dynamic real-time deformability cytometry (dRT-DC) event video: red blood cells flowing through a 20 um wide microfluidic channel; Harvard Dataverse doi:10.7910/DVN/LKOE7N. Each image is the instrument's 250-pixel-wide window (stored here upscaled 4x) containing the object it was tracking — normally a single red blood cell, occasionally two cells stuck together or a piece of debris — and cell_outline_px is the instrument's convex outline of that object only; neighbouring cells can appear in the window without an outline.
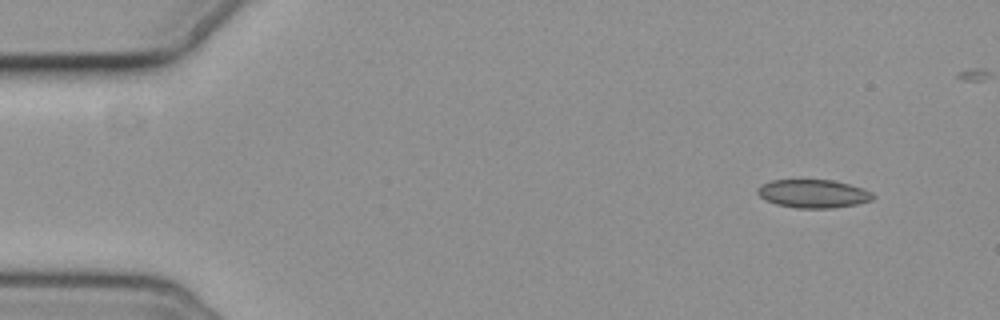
{"species": "common noctule bat (a hibernating species)", "species_latin": "Nyctalus noctula", "temperature_condition": "cold", "stored_images_in_passage": 4, "camera_frame_rate_fps": 3000, "um_per_image_px": 0.085, "animal": {"sex": "female", "body_mass_g": 19.3, "forearm_length_mm": 54.1}, "frame": {"image": 1, "passage_image": 1, "time_ms": 0.0, "image_size_px": [1000, 320], "cell_outline_px": [[876, 196], [872, 200], [856, 204], [832, 208], [796, 208], [776, 204], [764, 200], [756, 192], [756, 188], [760, 184], [772, 180], [832, 180], [864, 188], [872, 192]], "centroid_in_image_um": [69.1, 16.46], "position_along_channel_um": 15.9, "area_um2": 19.19}}